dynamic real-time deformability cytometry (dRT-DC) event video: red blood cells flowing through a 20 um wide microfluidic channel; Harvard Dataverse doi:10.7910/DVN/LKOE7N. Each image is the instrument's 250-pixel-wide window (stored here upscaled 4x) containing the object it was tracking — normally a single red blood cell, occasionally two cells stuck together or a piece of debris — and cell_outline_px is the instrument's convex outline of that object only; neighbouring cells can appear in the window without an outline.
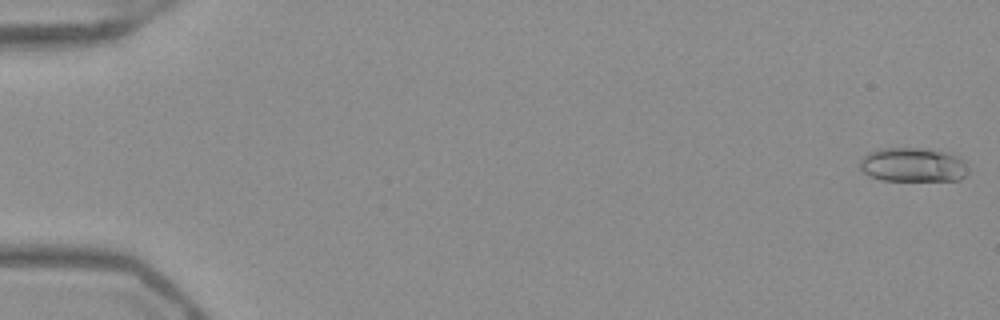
{"species": "Egyptian fruit bat (a non-hibernating species)", "species_latin": "Rousettus aegyptiacus", "temperature_condition": "warm", "stored_images_in_passage": 51, "camera_frame_rate_fps": 3000, "um_per_image_px": 0.085, "frame": {"image": 1, "passage_image": 1, "time_ms": 0.0, "image_size_px": [1000, 320], "cell_outline_px": [[968, 172], [960, 180], [880, 180], [868, 176], [860, 168], [860, 160], [868, 152], [876, 148], [924, 148], [948, 152], [960, 156], [968, 164]], "centroid_in_image_um": [77.62, 14.0], "position_along_channel_um": 7.4, "area_um2": 21.96}}
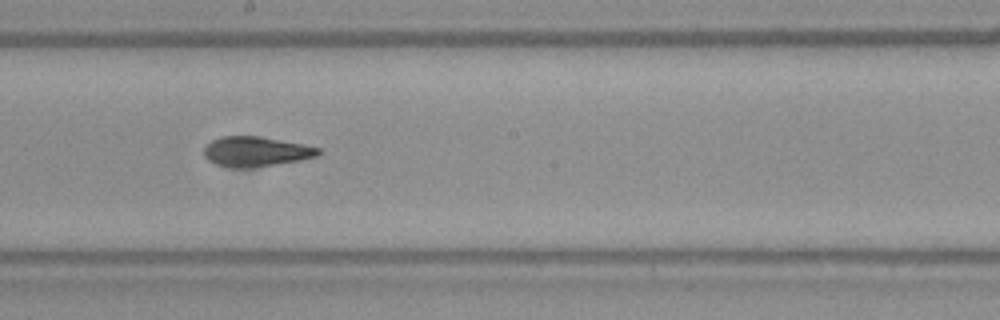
{"frame": {"image": 2, "passage_image": 30, "time_ms": 9.667, "image_size_px": [1000, 320], "cell_outline_px": [[324, 152], [316, 156], [300, 160], [252, 168], [232, 168], [216, 164], [208, 160], [204, 156], [204, 144], [220, 136], [260, 136], [304, 144], [320, 148]], "centroid_in_image_um": [21.74, 12.88], "position_along_channel_um": 226.5, "area_um2": 20.23}}
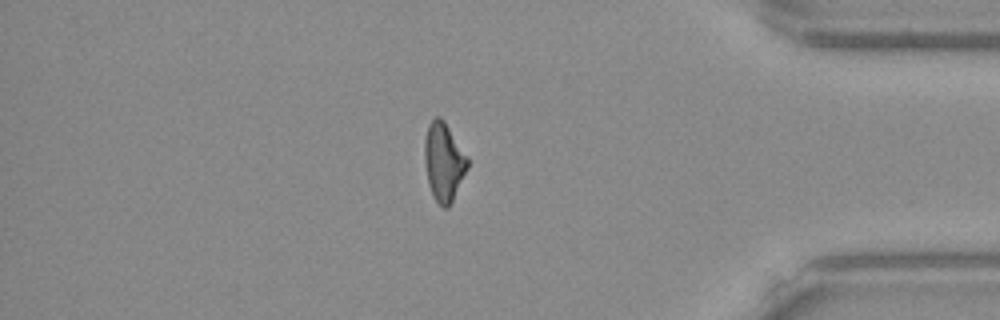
{"frame": {"image": 3, "passage_image": 45, "time_ms": 14.667, "image_size_px": [1000, 320], "cell_outline_px": [[468, 168], [452, 204], [448, 208], [444, 208], [432, 196], [428, 184], [424, 160], [424, 140], [428, 124], [436, 116], [440, 116], [444, 120], [468, 156]], "centroid_in_image_um": [37.72, 13.77], "position_along_channel_um": 397.5, "area_um2": 20.0}, "authors_computed_cell_mechanics": {"area_um2": 19.9988, "velocity_mm_per_s": 3.983, "shape_relaxation_time_tau1_ms": null, "shape_relaxation_time_tau2_ms": 3.8393, "deformation_change_tau1": null, "deformation_change_tau2": 0.1325}}